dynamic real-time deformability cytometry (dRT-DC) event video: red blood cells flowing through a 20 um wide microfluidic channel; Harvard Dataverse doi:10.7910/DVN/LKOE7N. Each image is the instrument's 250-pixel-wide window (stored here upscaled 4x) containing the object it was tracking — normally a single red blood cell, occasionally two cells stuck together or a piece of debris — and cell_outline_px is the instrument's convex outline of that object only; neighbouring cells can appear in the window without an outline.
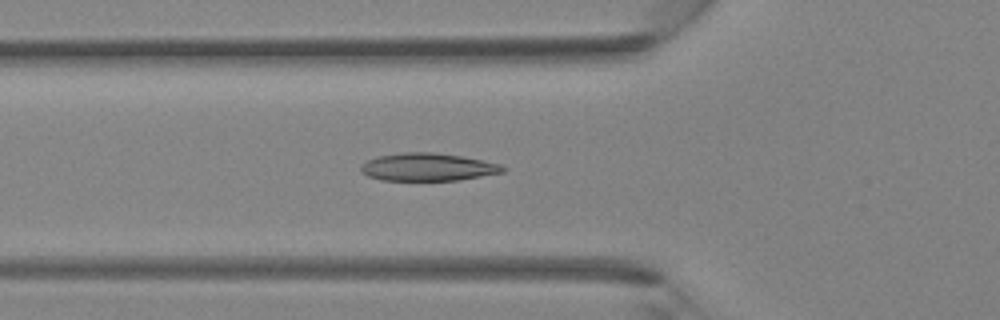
{"species": "Egyptian fruit bat (a non-hibernating species)", "species_latin": "Rousettus aegyptiacus", "temperature_condition": "room temperature", "stored_images_in_passage": 36, "camera_frame_rate_fps": 3000, "um_per_image_px": 0.085, "animal": {"sex": "female"}, "frame": {"image": 1, "passage_image": 11, "time_ms": 3.333, "image_size_px": [1000, 320], "cell_outline_px": [[508, 168], [504, 172], [460, 180], [380, 180], [368, 176], [360, 172], [360, 164], [368, 160], [380, 156], [404, 152], [432, 152], [464, 156], [504, 164]], "centroid_in_image_um": [36.42, 14.2], "position_along_channel_um": 89.4, "area_um2": 23.24}}
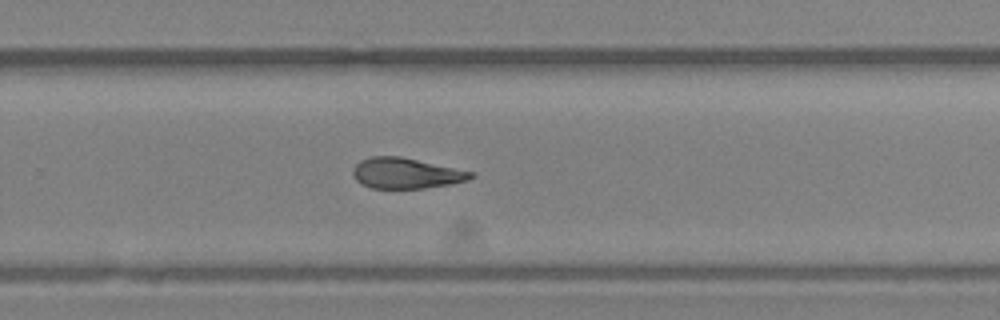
{"frame": {"image": 2, "passage_image": 23, "time_ms": 7.333, "image_size_px": [1000, 320], "cell_outline_px": [[476, 176], [468, 180], [448, 184], [424, 188], [372, 188], [356, 180], [352, 176], [352, 168], [360, 160], [372, 156], [400, 156], [476, 172]], "centroid_in_image_um": [34.52, 14.71], "position_along_channel_um": 295.3, "area_um2": 21.1}}
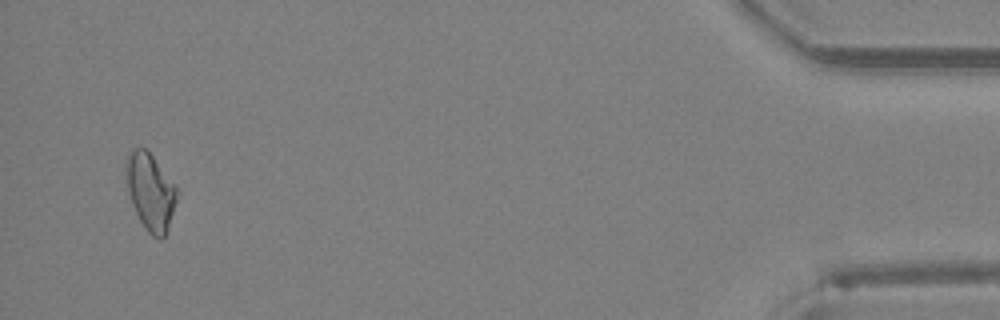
{"frame": {"image": 3, "passage_image": 35, "time_ms": 11.333, "image_size_px": [1000, 320], "cell_outline_px": [[180, 192], [164, 236], [160, 240], [152, 236], [148, 232], [140, 220], [132, 204], [128, 192], [128, 152], [132, 148], [144, 148], [152, 156], [176, 184]], "centroid_in_image_um": [12.84, 16.31], "position_along_channel_um": 422.4, "area_um2": 22.31}}